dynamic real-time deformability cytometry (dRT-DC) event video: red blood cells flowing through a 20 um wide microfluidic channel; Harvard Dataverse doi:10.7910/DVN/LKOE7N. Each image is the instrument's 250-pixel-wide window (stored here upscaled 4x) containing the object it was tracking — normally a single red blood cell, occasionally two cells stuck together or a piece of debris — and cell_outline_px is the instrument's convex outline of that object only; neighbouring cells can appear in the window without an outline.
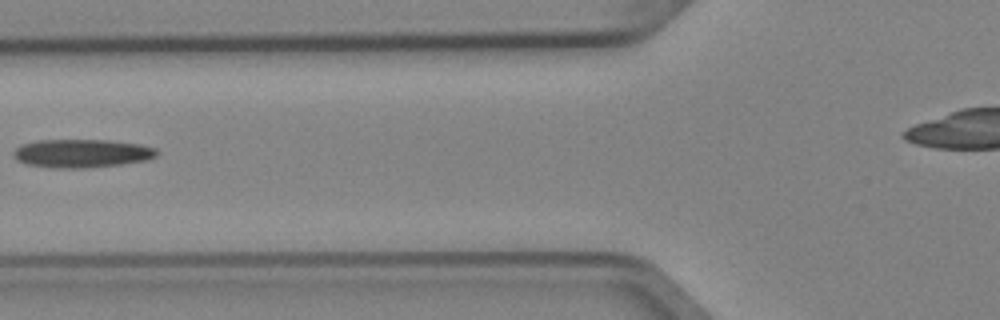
{"species": "Egyptian fruit bat (a non-hibernating species)", "species_latin": "Rousettus aegyptiacus", "temperature_condition": "cold", "stored_images_in_passage": 4, "camera_frame_rate_fps": 3000, "um_per_image_px": 0.085, "animal": {"sex": "female"}, "frame": {"image": 1, "passage_image": 3, "time_ms": 0.667, "image_size_px": [1000, 320], "cell_outline_px": [[160, 152], [156, 156], [148, 160], [120, 164], [80, 168], [56, 168], [28, 164], [16, 160], [12, 156], [12, 152], [20, 144], [36, 140], [108, 140], [140, 144], [156, 148]], "centroid_in_image_um": [6.94, 13.02], "position_along_channel_um": 118.9, "area_um2": 23.81}}
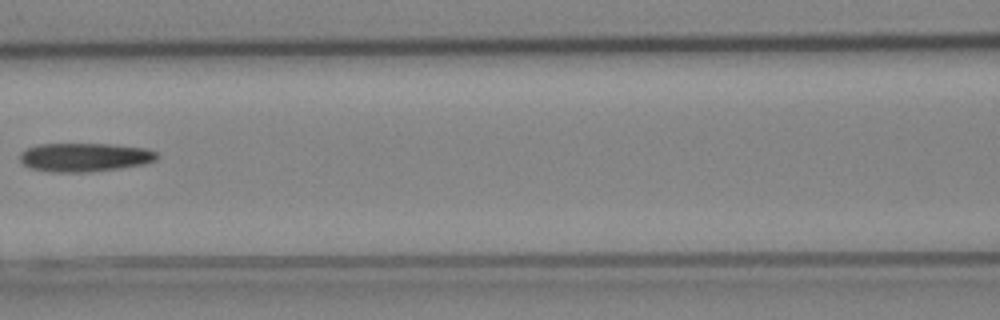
{"frame": {"image": 2, "passage_image": 4, "time_ms": 1.0, "image_size_px": [1000, 320], "cell_outline_px": [[156, 160], [144, 164], [116, 168], [84, 172], [56, 172], [32, 168], [24, 164], [20, 160], [20, 152], [36, 144], [112, 144], [144, 148], [156, 152]], "centroid_in_image_um": [7.17, 13.35], "position_along_channel_um": 159.4, "area_um2": 22.54}}